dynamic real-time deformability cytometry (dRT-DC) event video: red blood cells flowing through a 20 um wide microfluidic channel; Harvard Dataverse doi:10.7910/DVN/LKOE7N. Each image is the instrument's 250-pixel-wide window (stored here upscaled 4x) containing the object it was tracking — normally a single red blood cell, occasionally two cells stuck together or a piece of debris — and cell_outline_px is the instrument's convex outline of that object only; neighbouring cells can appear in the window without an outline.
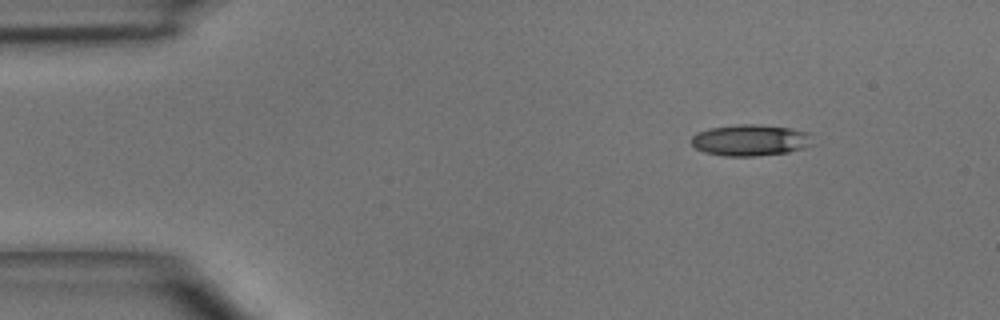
{"species": "common noctule bat (a hibernating species)", "species_latin": "Nyctalus noctula", "temperature_condition": "room temperature", "stored_images_in_passage": 3, "camera_frame_rate_fps": 3000, "um_per_image_px": 0.085, "animal": {"sex": "male", "body_mass_g": 15.6}, "frame": {"image": 1, "passage_image": 1, "time_ms": 0.0, "image_size_px": [1000, 320], "cell_outline_px": [[816, 144], [804, 148], [788, 152], [756, 156], [724, 156], [704, 152], [696, 148], [692, 144], [692, 136], [708, 128], [736, 124], [760, 124], [792, 128], [808, 132]], "centroid_in_image_um": [63.84, 11.91], "position_along_channel_um": 21.2, "area_um2": 22.43}}
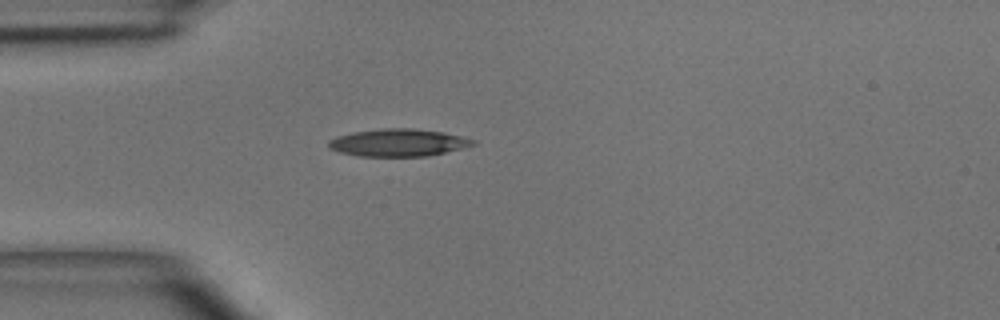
{"frame": {"image": 2, "passage_image": 3, "time_ms": 2.333, "image_size_px": [1000, 320], "cell_outline_px": [[476, 144], [428, 156], [360, 156], [340, 152], [328, 148], [328, 140], [336, 136], [352, 132], [380, 128], [416, 128], [444, 132], [464, 136], [476, 140]], "centroid_in_image_um": [33.84, 12.11], "position_along_channel_um": 51.2, "area_um2": 23.24}}